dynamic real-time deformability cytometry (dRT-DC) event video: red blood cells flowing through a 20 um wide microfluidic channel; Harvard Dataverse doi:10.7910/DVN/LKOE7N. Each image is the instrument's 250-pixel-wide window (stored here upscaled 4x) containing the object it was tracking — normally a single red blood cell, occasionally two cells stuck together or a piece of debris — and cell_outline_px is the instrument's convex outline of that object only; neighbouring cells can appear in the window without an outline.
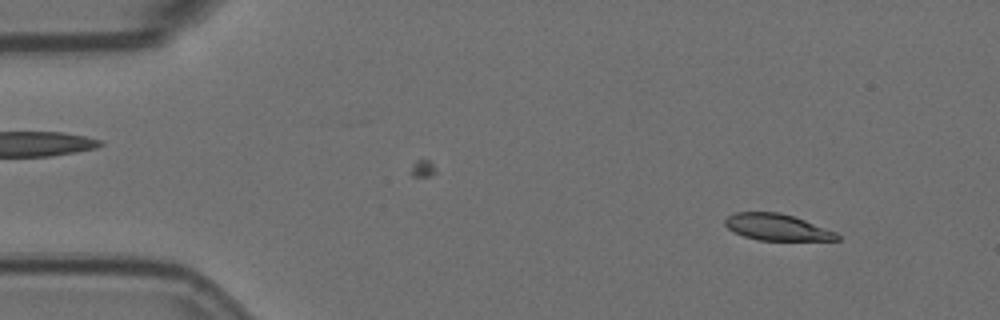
{"species": "Egyptian fruit bat (a non-hibernating species)", "species_latin": "Rousettus aegyptiacus", "temperature_condition": "room temperature", "stored_images_in_passage": 49, "camera_frame_rate_fps": 3000, "um_per_image_px": 0.085, "animal": {"sex": "female"}, "frame": {"image": 1, "passage_image": 6, "time_ms": 1.667, "image_size_px": [1000, 320], "cell_outline_px": [[840, 240], [756, 240], [732, 232], [724, 224], [724, 220], [728, 216], [736, 212], [780, 212], [804, 220], [836, 232], [840, 236]], "centroid_in_image_um": [66.01, 19.31], "position_along_channel_um": 19.0, "area_um2": 17.22}}
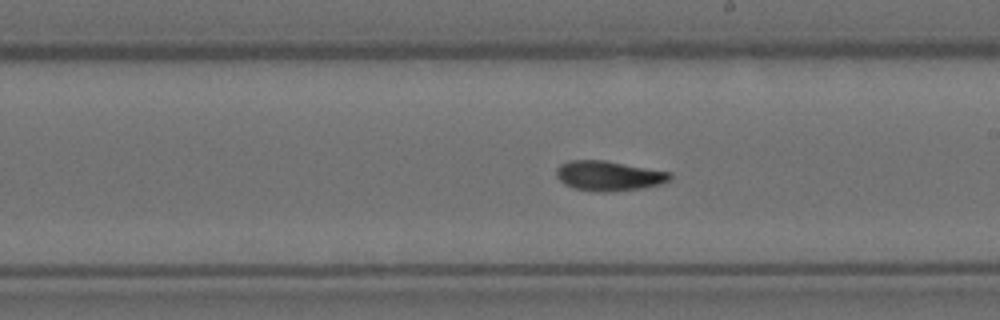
{"frame": {"image": 2, "passage_image": 32, "time_ms": 10.333, "image_size_px": [1000, 320], "cell_outline_px": [[672, 180], [660, 184], [644, 188], [608, 192], [600, 192], [572, 188], [564, 184], [556, 176], [556, 168], [560, 164], [568, 160], [604, 160], [672, 172]], "centroid_in_image_um": [51.75, 14.94], "position_along_channel_um": 237.2, "area_um2": 20.06}}
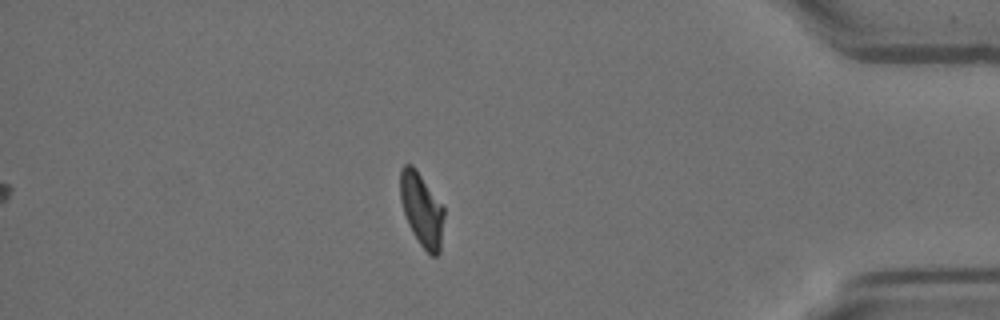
{"frame": {"image": 3, "passage_image": 49, "time_ms": 16.0, "image_size_px": [1000, 320], "cell_outline_px": [[444, 216], [440, 252], [436, 256], [432, 256], [420, 244], [412, 232], [408, 224], [400, 200], [400, 168], [404, 164], [412, 164], [416, 168], [444, 208]], "centroid_in_image_um": [35.83, 17.8], "position_along_channel_um": 399.4, "area_um2": 18.67}, "authors_computed_cell_mechanics": {"area_um2": 19.1896, "velocity_mm_per_s": 3.5539, "shape_relaxation_time_tau1_ms": null, "shape_relaxation_time_tau2_ms": 3.5168, "deformation_change_tau1": null, "deformation_change_tau2": 0.0844}}